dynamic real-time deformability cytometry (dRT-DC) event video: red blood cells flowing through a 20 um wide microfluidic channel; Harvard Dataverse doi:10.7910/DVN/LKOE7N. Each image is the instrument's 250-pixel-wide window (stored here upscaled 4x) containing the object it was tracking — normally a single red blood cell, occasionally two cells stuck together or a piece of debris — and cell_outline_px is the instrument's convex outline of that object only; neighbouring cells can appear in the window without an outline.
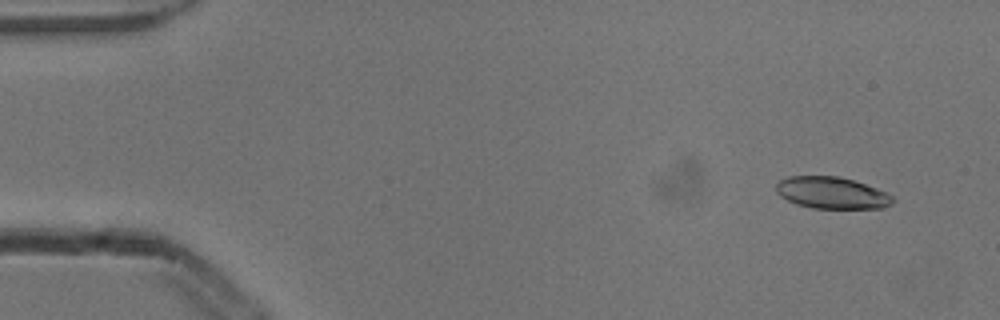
{"species": "common noctule bat (a hibernating species)", "species_latin": "Nyctalus noctula", "temperature_condition": "cold", "stored_images_in_passage": 4, "camera_frame_rate_fps": 3000, "um_per_image_px": 0.085, "animal": {"sex": "male", "body_mass_g": 13.3}, "frame": {"image": 1, "passage_image": 1, "time_ms": 0.0, "image_size_px": [1000, 320], "cell_outline_px": [[896, 200], [892, 204], [884, 208], [812, 208], [796, 204], [780, 196], [776, 192], [776, 184], [780, 180], [788, 176], [840, 176], [876, 188], [892, 196]], "centroid_in_image_um": [70.69, 16.39], "position_along_channel_um": 14.3, "area_um2": 21.56}}
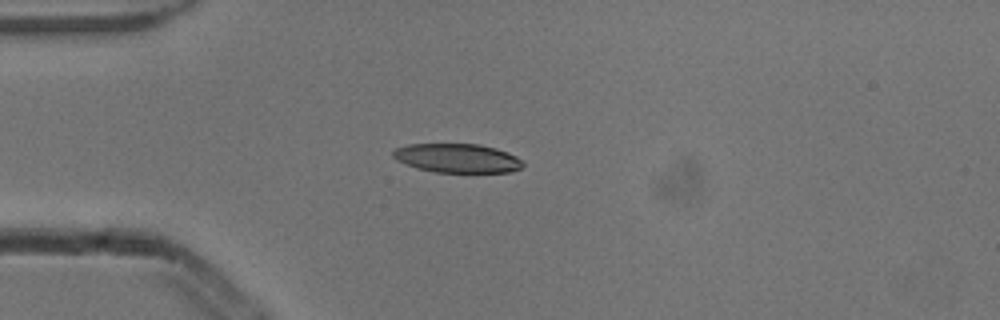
{"frame": {"image": 2, "passage_image": 4, "time_ms": 1.0, "image_size_px": [1000, 320], "cell_outline_px": [[524, 164], [520, 168], [508, 172], [436, 172], [416, 168], [396, 160], [392, 156], [392, 152], [396, 148], [408, 144], [480, 144], [496, 148], [516, 156]], "centroid_in_image_um": [38.83, 13.44], "position_along_channel_um": 46.2, "area_um2": 21.85}}